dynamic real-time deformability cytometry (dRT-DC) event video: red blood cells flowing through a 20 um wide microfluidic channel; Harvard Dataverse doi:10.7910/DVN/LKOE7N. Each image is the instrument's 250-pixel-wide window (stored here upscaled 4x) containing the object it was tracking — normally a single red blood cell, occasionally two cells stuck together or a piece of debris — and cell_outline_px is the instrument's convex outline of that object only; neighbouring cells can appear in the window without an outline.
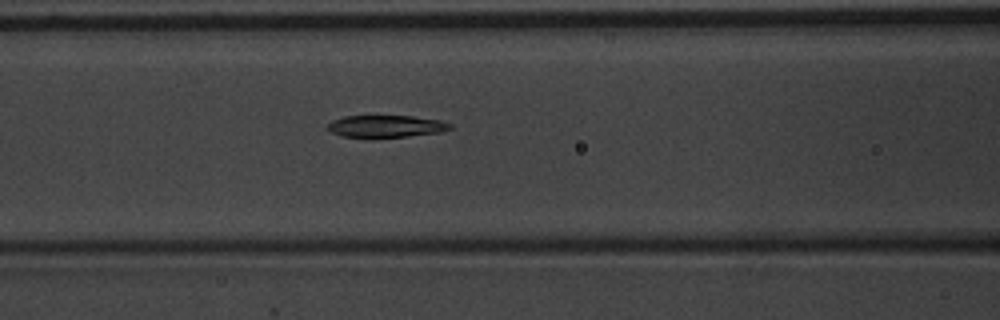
{"species": "common noctule bat (a hibernating species)", "species_latin": "Nyctalus noctula", "temperature_condition": "warm", "stored_images_in_passage": 48, "camera_frame_rate_fps": 3000, "um_per_image_px": 0.085, "animal": {"sex": "male", "body_mass_g": 20.1, "forearm_length_mm": 53.5}, "frame": {"image": 1, "passage_image": 16, "time_ms": 5.0, "image_size_px": [1000, 320], "cell_outline_px": [[452, 128], [440, 132], [408, 136], [372, 140], [340, 136], [324, 128], [332, 120], [344, 116], [412, 116], [440, 120], [452, 124]], "centroid_in_image_um": [32.73, 10.77], "position_along_channel_um": 133.9, "area_um2": 16.47}}
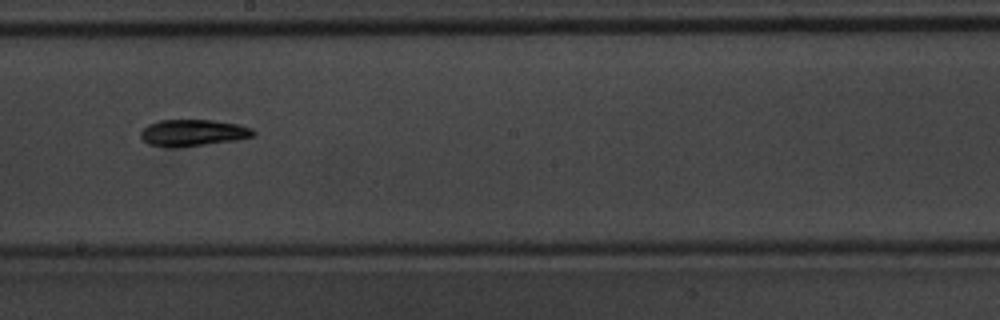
{"frame": {"image": 2, "passage_image": 24, "time_ms": 7.667, "image_size_px": [1000, 320], "cell_outline_px": [[256, 132], [252, 136], [236, 140], [204, 144], [148, 144], [140, 136], [140, 132], [148, 124], [160, 120], [212, 120], [240, 124], [252, 128]], "centroid_in_image_um": [16.47, 11.23], "position_along_channel_um": 231.7, "area_um2": 16.59}}
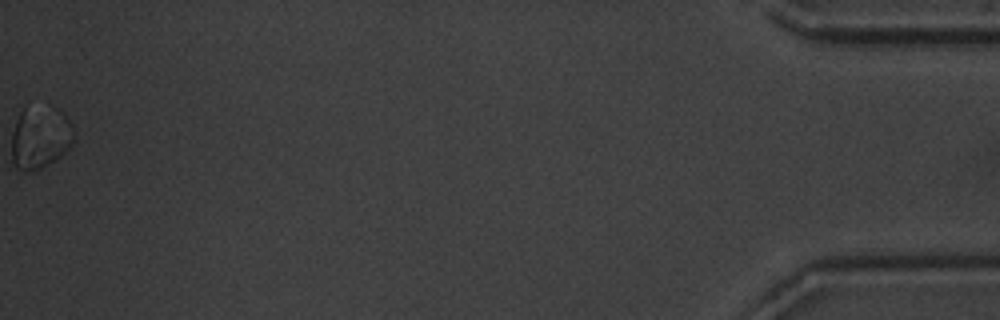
{"frame": {"image": 3, "passage_image": 48, "time_ms": 15.667, "image_size_px": [1000, 320], "cell_outline_px": [[76, 140], [60, 156], [36, 172], [20, 172], [16, 168], [12, 160], [12, 132], [16, 120], [20, 112], [24, 108], [56, 108], [64, 112], [72, 124], [76, 136]], "centroid_in_image_um": [3.43, 11.72], "position_along_channel_um": 431.8, "area_um2": 23.0}, "authors_computed_cell_mechanics": {"area_um2": 17.6579, "velocity_mm_per_s": 3.6787, "shape_relaxation_time_tau1_ms": 4.4257, "shape_relaxation_time_tau2_ms": null, "deformation_change_tau1": 0.1162, "deformation_change_tau2": null}}